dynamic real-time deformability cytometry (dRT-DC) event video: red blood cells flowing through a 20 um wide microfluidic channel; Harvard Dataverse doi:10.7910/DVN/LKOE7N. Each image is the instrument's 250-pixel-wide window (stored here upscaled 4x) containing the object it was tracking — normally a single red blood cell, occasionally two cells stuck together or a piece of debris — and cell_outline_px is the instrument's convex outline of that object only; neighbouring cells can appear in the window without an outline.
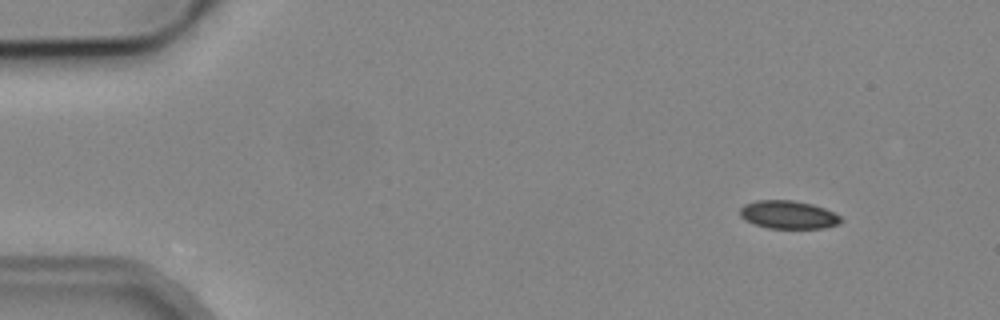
{"species": "common noctule bat (a hibernating species)", "species_latin": "Nyctalus noctula", "temperature_condition": "cold", "stored_images_in_passage": 3, "camera_frame_rate_fps": 3000, "um_per_image_px": 0.085, "animal": {"sex": "male", "body_mass_g": 19.2, "forearm_length_mm": 51.8}, "frame": {"image": 1, "passage_image": 1, "time_ms": 0.0, "image_size_px": [1000, 320], "cell_outline_px": [[844, 220], [840, 224], [824, 228], [768, 228], [744, 220], [740, 216], [740, 208], [744, 204], [756, 200], [792, 200], [812, 204], [824, 208], [840, 216]], "centroid_in_image_um": [67.01, 18.25], "position_along_channel_um": 18.0, "area_um2": 16.59}}
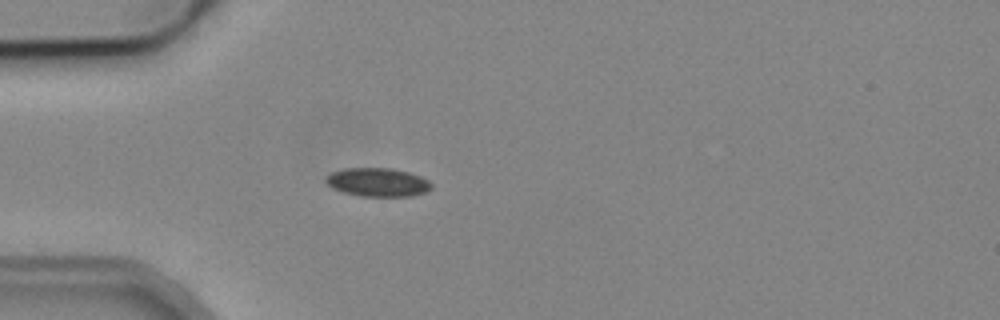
{"frame": {"image": 2, "passage_image": 3, "time_ms": 3.333, "image_size_px": [1000, 320], "cell_outline_px": [[432, 188], [424, 192], [412, 196], [360, 196], [344, 192], [332, 188], [324, 180], [324, 176], [332, 172], [344, 168], [392, 168], [408, 172], [420, 176], [428, 180], [432, 184]], "centroid_in_image_um": [32.08, 15.48], "position_along_channel_um": 52.9, "area_um2": 17.63}}